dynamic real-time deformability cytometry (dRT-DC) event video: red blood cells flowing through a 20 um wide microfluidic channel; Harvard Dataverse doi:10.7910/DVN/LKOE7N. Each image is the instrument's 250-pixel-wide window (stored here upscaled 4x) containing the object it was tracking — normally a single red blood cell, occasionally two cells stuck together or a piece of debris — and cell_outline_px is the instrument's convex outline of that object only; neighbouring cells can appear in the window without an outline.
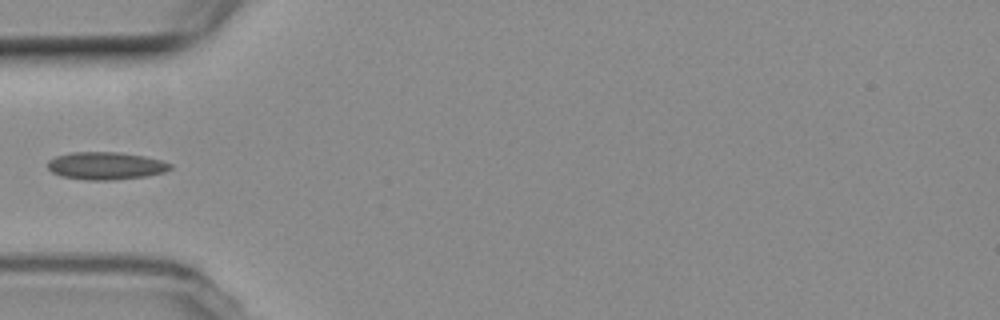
{"species": "common noctule bat (a hibernating species)", "species_latin": "Nyctalus noctula", "temperature_condition": "room temperature", "stored_images_in_passage": 2, "camera_frame_rate_fps": 3000, "um_per_image_px": 0.085, "animal": {"sex": "female", "body_mass_g": 19.3, "forearm_length_mm": 54.1}, "frame": {"image": 1, "passage_image": 1, "time_ms": 0.0, "image_size_px": [1000, 320], "cell_outline_px": [[172, 168], [164, 172], [148, 176], [112, 180], [84, 180], [60, 176], [52, 172], [48, 168], [48, 160], [56, 156], [72, 152], [116, 152], [144, 156], [160, 160], [172, 164]], "centroid_in_image_um": [8.98, 14.1], "position_along_channel_um": 76.0, "area_um2": 19.77}}
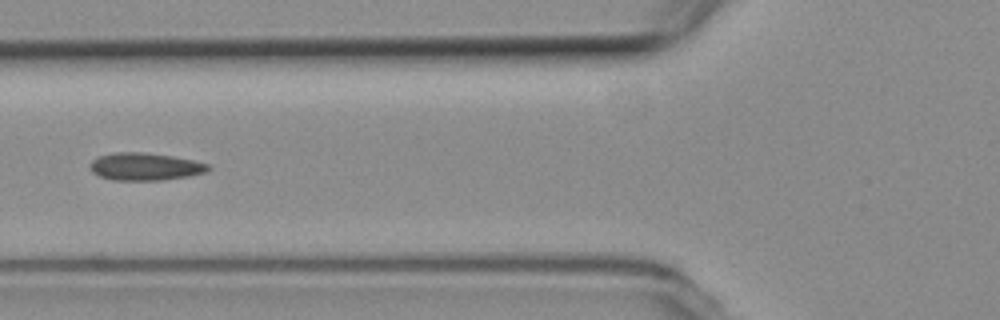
{"frame": {"image": 2, "passage_image": 2, "time_ms": 1.0, "image_size_px": [1000, 320], "cell_outline_px": [[212, 168], [208, 172], [188, 176], [160, 180], [112, 180], [100, 176], [92, 172], [88, 164], [96, 156], [116, 152], [144, 152], [172, 156], [192, 160], [208, 164]], "centroid_in_image_um": [12.31, 14.15], "position_along_channel_um": 113.5, "area_um2": 19.07}}